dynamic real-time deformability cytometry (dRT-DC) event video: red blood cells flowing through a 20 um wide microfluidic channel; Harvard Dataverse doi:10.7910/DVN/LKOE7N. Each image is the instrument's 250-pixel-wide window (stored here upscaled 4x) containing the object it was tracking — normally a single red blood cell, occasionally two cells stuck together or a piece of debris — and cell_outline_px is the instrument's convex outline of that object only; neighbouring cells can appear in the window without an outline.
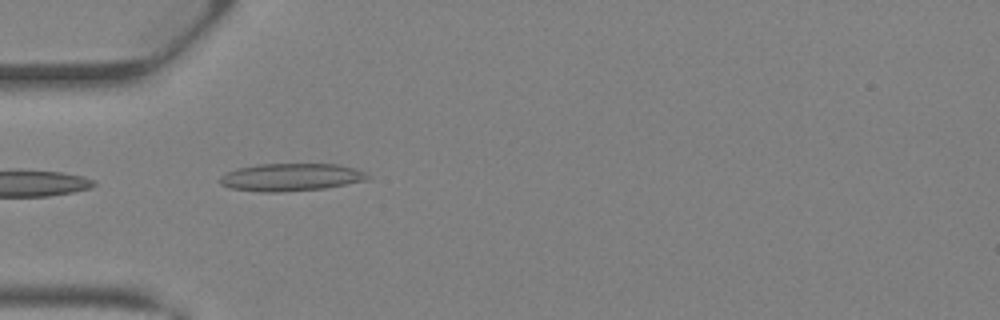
{"species": "Egyptian fruit bat (a non-hibernating species)", "species_latin": "Rousettus aegyptiacus", "temperature_condition": "warm", "stored_images_in_passage": 5, "camera_frame_rate_fps": 3000, "um_per_image_px": 0.085, "animal": {"sex": "female"}, "frame": {"image": 1, "passage_image": 3, "time_ms": 0.667, "image_size_px": [1000, 320], "cell_outline_px": [[372, 176], [368, 180], [324, 188], [280, 192], [260, 192], [228, 188], [220, 184], [220, 176], [236, 168], [260, 164], [336, 164], [356, 168]], "centroid_in_image_um": [24.73, 15.06], "position_along_channel_um": 60.3, "area_um2": 23.87}}